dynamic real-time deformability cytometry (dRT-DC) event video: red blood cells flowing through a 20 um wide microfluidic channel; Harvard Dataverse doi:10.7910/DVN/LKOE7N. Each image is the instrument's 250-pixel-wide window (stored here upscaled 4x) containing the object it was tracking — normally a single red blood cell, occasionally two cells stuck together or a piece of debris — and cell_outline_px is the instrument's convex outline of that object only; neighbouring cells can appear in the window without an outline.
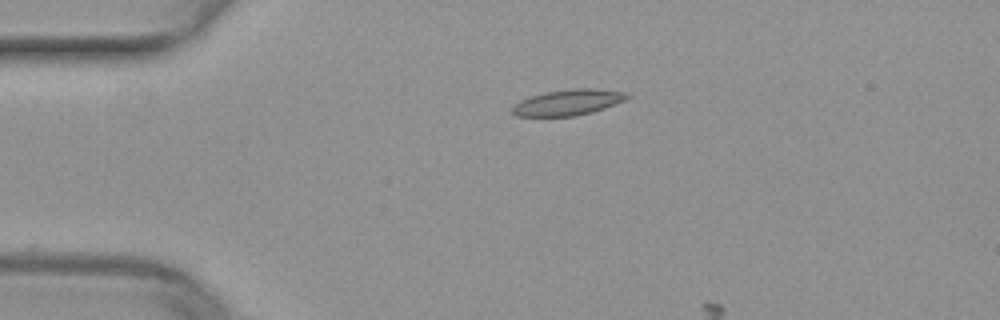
{"species": "common noctule bat (a hibernating species)", "species_latin": "Nyctalus noctula", "temperature_condition": "warm", "stored_images_in_passage": 3, "camera_frame_rate_fps": 3000, "um_per_image_px": 0.085, "animal": {"sex": "female", "body_mass_g": 29.2, "forearm_length_mm": 56.3}, "frame": {"image": 1, "passage_image": 1, "time_ms": 0.0, "image_size_px": [1000, 320], "cell_outline_px": [[628, 96], [624, 100], [604, 108], [592, 112], [576, 116], [516, 116], [512, 112], [512, 108], [520, 100], [544, 92], [572, 88], [592, 88], [624, 92]], "centroid_in_image_um": [48.25, 8.7], "position_along_channel_um": 36.8, "area_um2": 17.05}}